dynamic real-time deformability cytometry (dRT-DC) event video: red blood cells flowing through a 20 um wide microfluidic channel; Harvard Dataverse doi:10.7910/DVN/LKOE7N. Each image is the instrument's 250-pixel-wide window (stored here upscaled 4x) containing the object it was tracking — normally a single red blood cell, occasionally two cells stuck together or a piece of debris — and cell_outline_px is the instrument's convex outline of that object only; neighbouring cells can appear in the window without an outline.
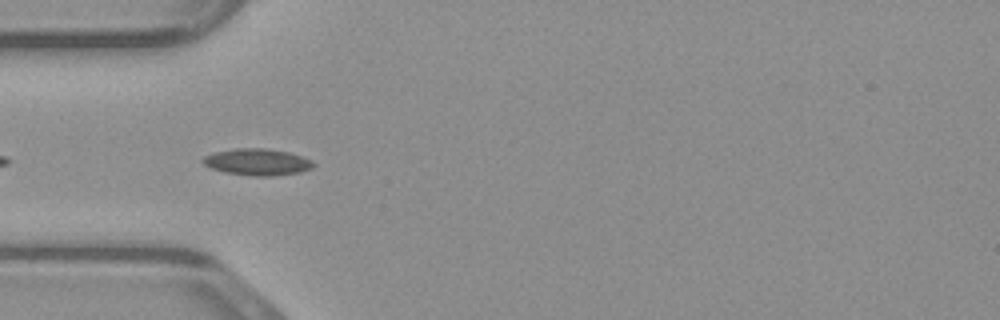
{"species": "common noctule bat (a hibernating species)", "species_latin": "Nyctalus noctula", "temperature_condition": "warm", "stored_images_in_passage": 37, "camera_frame_rate_fps": 3000, "um_per_image_px": 0.085, "animal": {"sex": "male", "body_mass_g": 23.1, "forearm_length_mm": 52.7}, "frame": {"image": 1, "passage_image": 3, "time_ms": 0.667, "image_size_px": [1000, 320], "cell_outline_px": [[316, 164], [312, 168], [300, 172], [268, 176], [252, 176], [224, 172], [212, 168], [204, 164], [200, 160], [204, 156], [212, 152], [232, 148], [268, 148], [288, 152], [312, 160]], "centroid_in_image_um": [21.84, 13.76], "position_along_channel_um": 63.2, "area_um2": 17.28}}
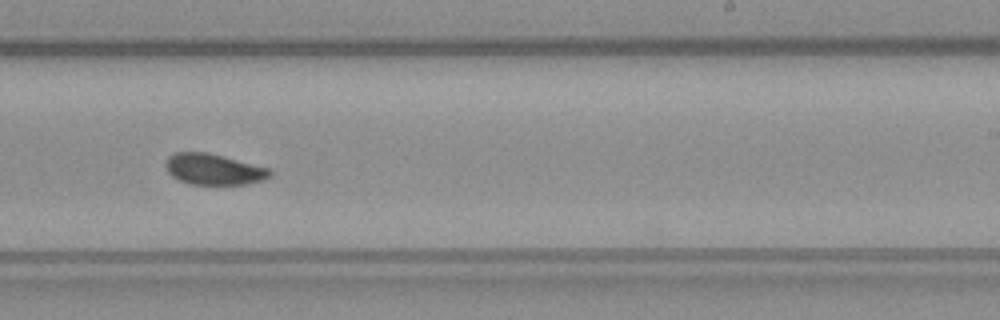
{"frame": {"image": 2, "passage_image": 18, "time_ms": 5.667, "image_size_px": [1000, 320], "cell_outline_px": [[272, 176], [264, 180], [248, 184], [192, 184], [180, 180], [172, 176], [168, 172], [164, 164], [168, 156], [176, 152], [208, 152], [272, 168]], "centroid_in_image_um": [18.21, 14.38], "position_along_channel_um": 270.8, "area_um2": 19.07}}
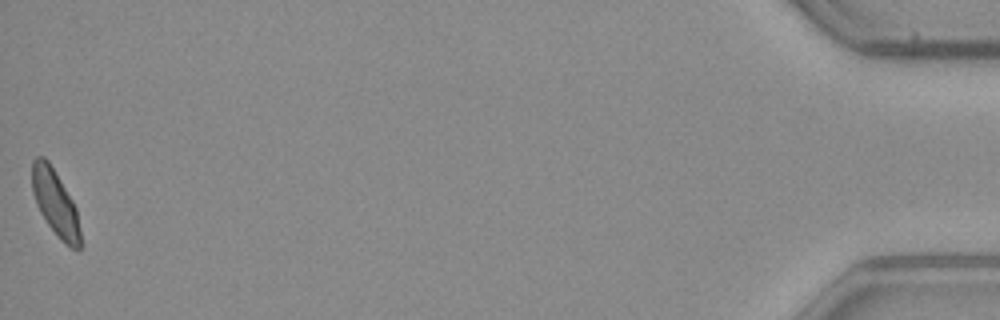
{"frame": {"image": 3, "passage_image": 37, "time_ms": 12.0, "image_size_px": [1000, 320], "cell_outline_px": [[80, 248], [72, 248], [64, 244], [56, 236], [40, 212], [36, 204], [32, 192], [32, 160], [36, 156], [44, 156], [48, 160], [72, 200], [76, 208], [80, 232]], "centroid_in_image_um": [4.67, 17.24], "position_along_channel_um": 430.5, "area_um2": 18.44}}